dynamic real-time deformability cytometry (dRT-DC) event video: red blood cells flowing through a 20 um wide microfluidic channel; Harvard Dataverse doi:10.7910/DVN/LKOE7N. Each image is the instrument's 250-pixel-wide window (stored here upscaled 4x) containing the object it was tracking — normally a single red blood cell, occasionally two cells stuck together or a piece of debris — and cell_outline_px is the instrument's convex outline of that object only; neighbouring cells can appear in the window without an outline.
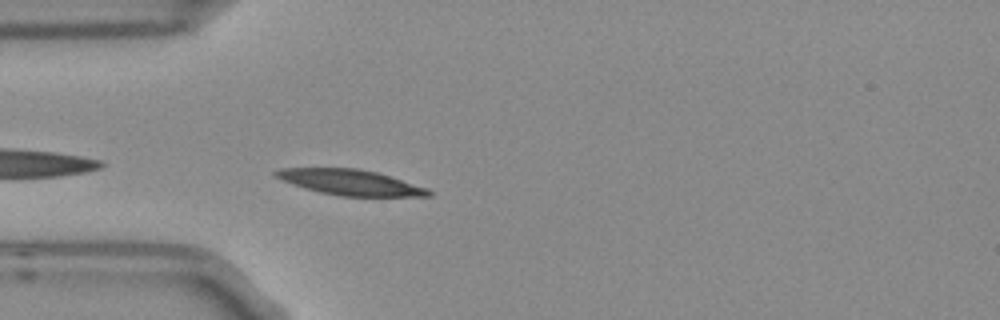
{"species": "Egyptian fruit bat (a non-hibernating species)", "species_latin": "Rousettus aegyptiacus", "temperature_condition": "room temperature", "stored_images_in_passage": 2, "camera_frame_rate_fps": 3000, "um_per_image_px": 0.085, "frame": {"image": 1, "passage_image": 2, "time_ms": 0.333, "image_size_px": [1000, 320], "cell_outline_px": [[432, 196], [340, 196], [320, 192], [304, 188], [292, 184], [272, 176], [272, 172], [280, 168], [356, 168], [376, 172], [428, 188], [432, 192]], "centroid_in_image_um": [29.73, 15.49], "position_along_channel_um": 55.3, "area_um2": 22.66}}